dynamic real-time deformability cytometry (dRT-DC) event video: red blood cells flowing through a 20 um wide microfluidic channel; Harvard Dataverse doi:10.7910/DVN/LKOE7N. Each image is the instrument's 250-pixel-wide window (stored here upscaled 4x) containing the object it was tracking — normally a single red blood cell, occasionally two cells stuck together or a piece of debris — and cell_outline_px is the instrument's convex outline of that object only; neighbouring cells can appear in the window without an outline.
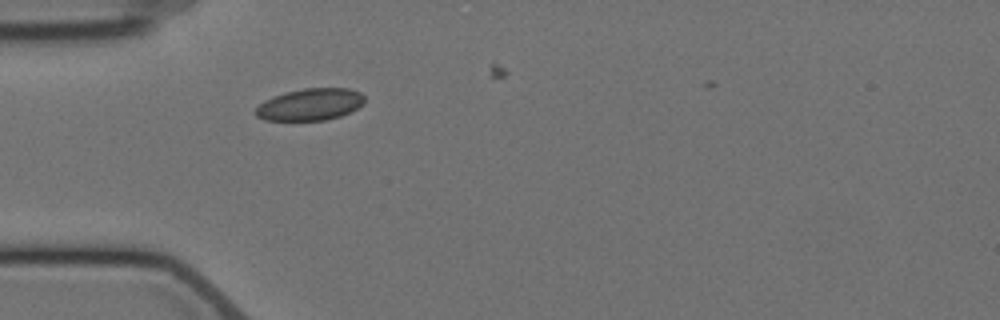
{"species": "Egyptian fruit bat (a non-hibernating species)", "species_latin": "Rousettus aegyptiacus", "temperature_condition": "cold", "stored_images_in_passage": 2, "camera_frame_rate_fps": 3000, "um_per_image_px": 0.085, "animal": {"sex": "female"}, "frame": {"image": 1, "passage_image": 2, "time_ms": 3.0, "image_size_px": [1000, 320], "cell_outline_px": [[364, 104], [340, 116], [324, 120], [264, 120], [256, 116], [252, 112], [264, 100], [272, 96], [284, 92], [304, 88], [348, 88], [360, 92], [364, 96]], "centroid_in_image_um": [26.32, 8.87], "position_along_channel_um": 58.7, "area_um2": 20.35}}